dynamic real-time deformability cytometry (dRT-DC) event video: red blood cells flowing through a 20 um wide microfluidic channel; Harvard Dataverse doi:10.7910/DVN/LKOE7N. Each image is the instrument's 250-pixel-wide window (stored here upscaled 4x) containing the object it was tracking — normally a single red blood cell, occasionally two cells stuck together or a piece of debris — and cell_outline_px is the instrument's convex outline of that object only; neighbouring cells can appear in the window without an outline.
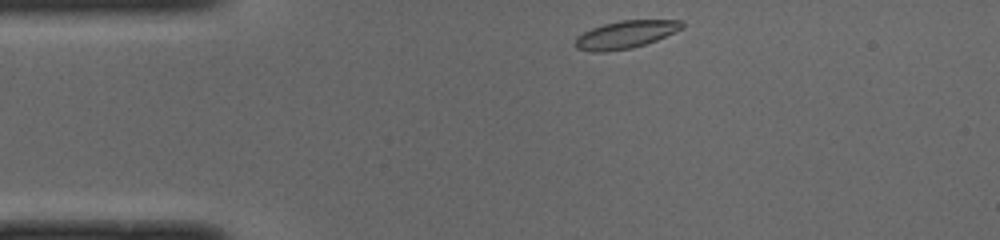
{"species": "common noctule bat (a hibernating species)", "species_latin": "Nyctalus noctula", "temperature_condition": "cold", "stored_images_in_passage": 42, "camera_frame_rate_fps": 3000, "um_per_image_px": 0.085, "animal": {"sex": "male", "body_mass_g": 19.0, "forearm_length_mm": 50.8}, "frame": {"image": 1, "passage_image": 1, "time_ms": 0.0, "image_size_px": [1000, 240], "cell_outline_px": [[684, 28], [656, 40], [632, 48], [604, 52], [592, 52], [576, 48], [572, 44], [576, 36], [592, 28], [604, 24], [620, 20], [680, 20], [684, 24]], "centroid_in_image_um": [53.13, 2.94], "position_along_channel_um": 31.9, "area_um2": 17.28}}
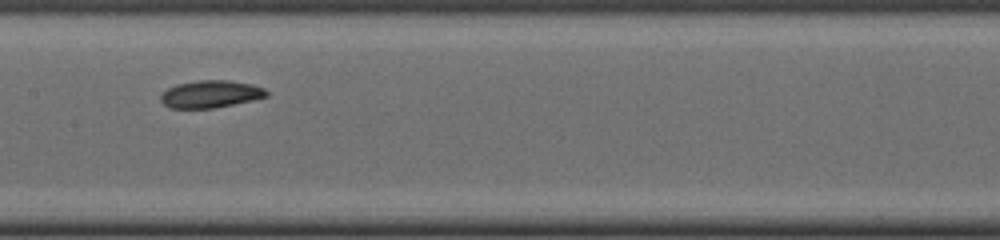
{"frame": {"image": 2, "passage_image": 16, "time_ms": 5.0, "image_size_px": [1000, 240], "cell_outline_px": [[268, 96], [252, 100], [212, 108], [168, 108], [160, 100], [160, 96], [168, 88], [176, 84], [196, 80], [228, 80], [252, 84], [264, 88], [268, 92]], "centroid_in_image_um": [17.88, 7.99], "position_along_channel_um": 189.5, "area_um2": 16.82}}
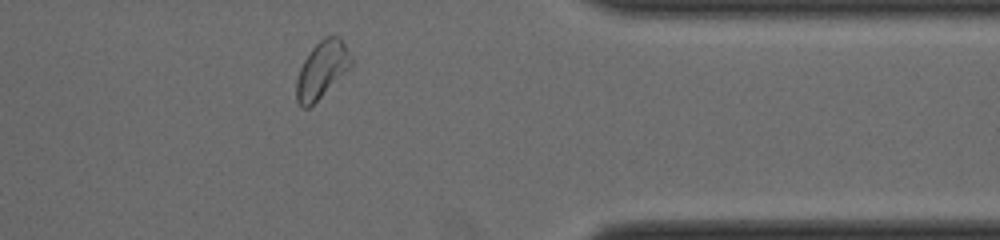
{"frame": {"image": 3, "passage_image": 32, "time_ms": 10.333, "image_size_px": [1000, 240], "cell_outline_px": [[352, 64], [308, 108], [304, 108], [296, 100], [296, 80], [300, 68], [304, 60], [312, 48], [324, 36], [340, 36], [352, 60]], "centroid_in_image_um": [27.32, 5.89], "position_along_channel_um": 384.1, "area_um2": 17.4}, "authors_computed_cell_mechanics": {"area_um2": 17.2533, "velocity_mm_per_s": 3.9553, "shape_relaxation_time_tau1_ms": 1.9303, "shape_relaxation_time_tau2_ms": null, "deformation_change_tau1": 0.0805, "deformation_change_tau2": null}}